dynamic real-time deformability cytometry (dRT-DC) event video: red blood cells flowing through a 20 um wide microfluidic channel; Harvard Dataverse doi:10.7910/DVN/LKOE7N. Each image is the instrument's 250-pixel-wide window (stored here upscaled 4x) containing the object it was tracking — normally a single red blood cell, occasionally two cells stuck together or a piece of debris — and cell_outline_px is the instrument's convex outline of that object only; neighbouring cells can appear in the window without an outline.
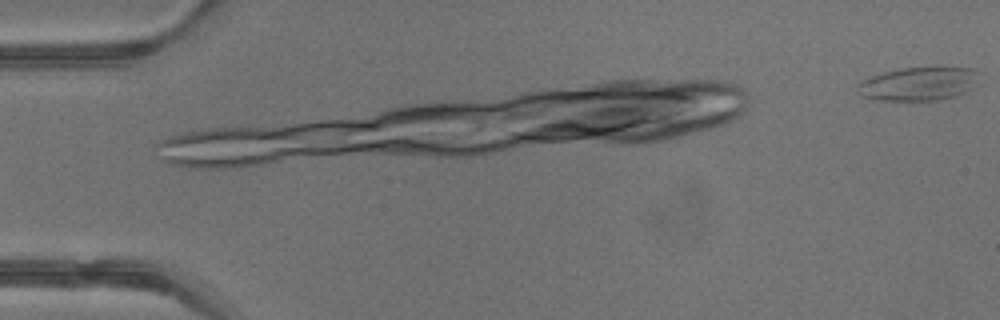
{"species": "common noctule bat (a hibernating species)", "species_latin": "Nyctalus noctula", "temperature_condition": "warm", "stored_images_in_passage": 7, "camera_frame_rate_fps": 3000, "um_per_image_px": 0.085, "animal": {"sex": "male", "body_mass_g": 13.3}, "frame": {"image": 1, "passage_image": 7, "time_ms": 2.0, "image_size_px": [1000, 320], "cell_outline_px": [[984, 72], [964, 92], [956, 96], [936, 100], [876, 100], [860, 96], [856, 88], [856, 84], [860, 80], [884, 72], [904, 68], [940, 64], [972, 68]], "centroid_in_image_um": [78.1, 7.07], "position_along_channel_um": 6.9, "area_um2": 24.62}}